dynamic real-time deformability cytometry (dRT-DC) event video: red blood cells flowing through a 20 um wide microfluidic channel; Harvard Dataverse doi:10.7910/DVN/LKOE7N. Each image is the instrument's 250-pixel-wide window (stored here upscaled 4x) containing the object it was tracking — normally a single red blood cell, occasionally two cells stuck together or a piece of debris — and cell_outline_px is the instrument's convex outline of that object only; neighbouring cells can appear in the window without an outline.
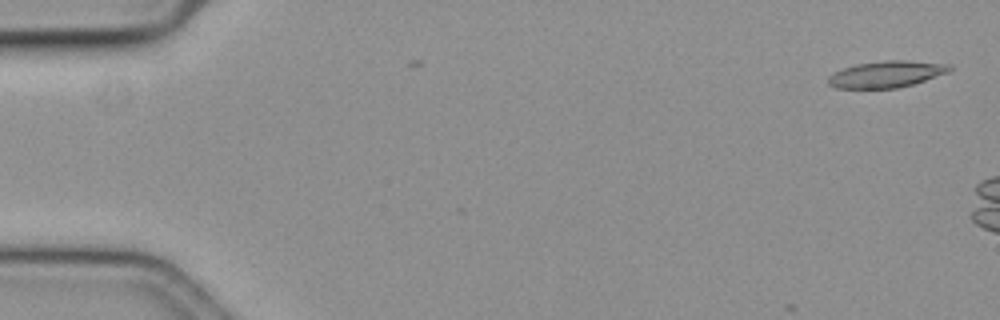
{"species": "common noctule bat (a hibernating species)", "species_latin": "Nyctalus noctula", "temperature_condition": "cold", "stored_images_in_passage": 3, "camera_frame_rate_fps": 3000, "um_per_image_px": 0.085, "animal": {"sex": "female", "body_mass_g": 19.3, "forearm_length_mm": 54.1}, "frame": {"image": 1, "passage_image": 1, "time_ms": 0.0, "image_size_px": [1000, 320], "cell_outline_px": [[952, 68], [948, 72], [912, 84], [896, 88], [836, 88], [828, 84], [828, 76], [832, 72], [856, 64], [888, 60], [904, 60], [952, 64]], "centroid_in_image_um": [75.32, 6.3], "position_along_channel_um": 9.7, "area_um2": 18.67}}